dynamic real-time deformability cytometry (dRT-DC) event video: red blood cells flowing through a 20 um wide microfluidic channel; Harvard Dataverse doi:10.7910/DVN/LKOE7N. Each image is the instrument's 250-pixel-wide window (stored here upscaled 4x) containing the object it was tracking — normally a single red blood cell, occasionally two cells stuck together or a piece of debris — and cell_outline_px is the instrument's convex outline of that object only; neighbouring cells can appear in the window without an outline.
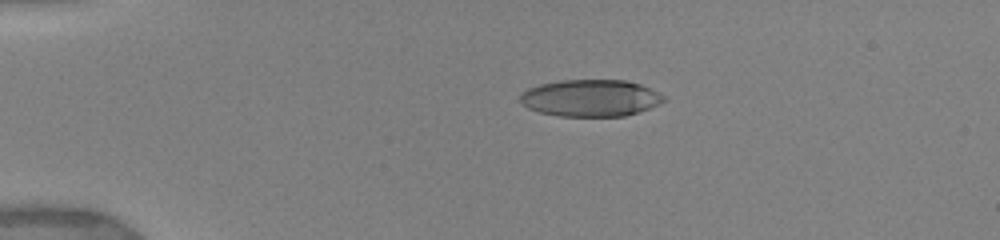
{"species": "human", "species_latin": "Homo sapiens", "temperature_condition": "warm", "stored_images_in_passage": 15, "camera_frame_rate_fps": 3000, "um_per_image_px": 0.085, "donor": {"sex": "female"}, "frame": {"image": 1, "passage_image": 7, "time_ms": 3.667, "image_size_px": [1000, 240], "cell_outline_px": [[668, 100], [660, 104], [624, 116], [560, 116], [540, 112], [528, 108], [520, 100], [520, 96], [528, 88], [540, 84], [560, 80], [624, 80], [640, 84], [664, 96]], "centroid_in_image_um": [50.2, 8.33], "position_along_channel_um": 34.8, "area_um2": 30.63}}
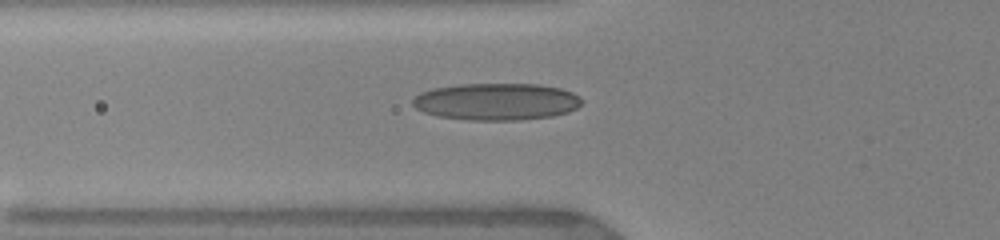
{"frame": {"image": 2, "passage_image": 11, "time_ms": 6.333, "image_size_px": [1000, 240], "cell_outline_px": [[584, 100], [576, 108], [568, 112], [552, 116], [520, 120], [468, 120], [436, 116], [424, 112], [416, 108], [412, 104], [412, 100], [420, 92], [432, 88], [460, 84], [536, 84], [560, 88], [572, 92], [580, 96]], "centroid_in_image_um": [42.19, 8.64], "position_along_channel_um": 83.6, "area_um2": 36.65}}